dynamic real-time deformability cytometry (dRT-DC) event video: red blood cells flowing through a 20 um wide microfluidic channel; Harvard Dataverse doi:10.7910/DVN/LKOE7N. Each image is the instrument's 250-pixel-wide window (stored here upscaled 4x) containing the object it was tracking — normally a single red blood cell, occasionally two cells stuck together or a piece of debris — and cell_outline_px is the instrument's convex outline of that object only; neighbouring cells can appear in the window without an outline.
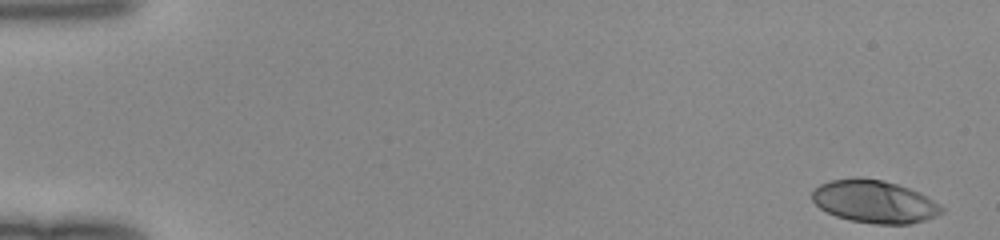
{"species": "human", "species_latin": "Homo sapiens", "temperature_condition": "room temperature", "stored_images_in_passage": 49, "camera_frame_rate_fps": 3000, "um_per_image_px": 0.085, "donor": {"sex": "female"}, "frame": {"image": 1, "passage_image": 1, "time_ms": 0.0, "image_size_px": [1000, 240], "cell_outline_px": [[944, 212], [936, 216], [924, 220], [908, 224], [876, 224], [848, 220], [836, 216], [820, 208], [812, 200], [812, 192], [820, 184], [832, 180], [880, 180], [896, 184], [920, 192], [940, 204], [944, 208]], "centroid_in_image_um": [74.37, 17.18], "position_along_channel_um": 10.6, "area_um2": 31.56}}
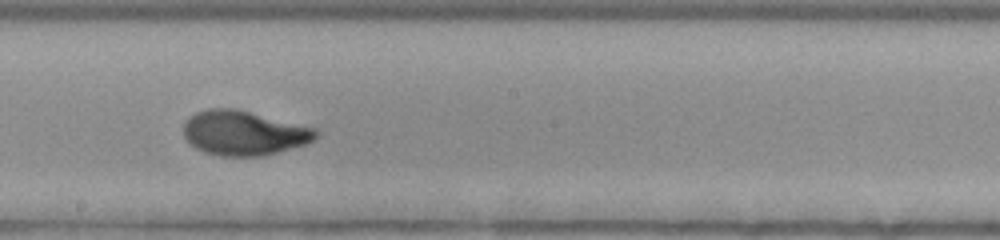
{"frame": {"image": 2, "passage_image": 28, "time_ms": 9.0, "image_size_px": [1000, 240], "cell_outline_px": [[320, 132], [312, 140], [304, 144], [276, 152], [260, 156], [220, 156], [204, 152], [196, 148], [184, 136], [184, 120], [188, 116], [196, 112], [208, 108], [236, 108], [316, 128]], "centroid_in_image_um": [20.69, 11.28], "position_along_channel_um": 227.5, "area_um2": 34.33}}
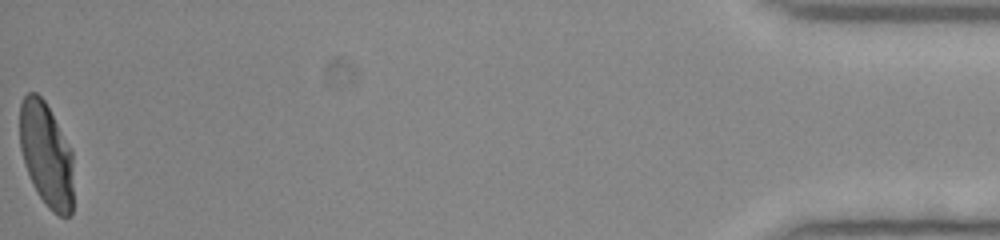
{"frame": {"image": 3, "passage_image": 49, "time_ms": 16.0, "image_size_px": [1000, 240], "cell_outline_px": [[72, 216], [60, 216], [52, 212], [48, 208], [36, 192], [32, 184], [24, 164], [20, 148], [20, 104], [24, 96], [28, 92], [36, 92], [44, 100], [72, 152]], "centroid_in_image_um": [3.92, 13.18], "position_along_channel_um": 431.3, "area_um2": 32.54}}